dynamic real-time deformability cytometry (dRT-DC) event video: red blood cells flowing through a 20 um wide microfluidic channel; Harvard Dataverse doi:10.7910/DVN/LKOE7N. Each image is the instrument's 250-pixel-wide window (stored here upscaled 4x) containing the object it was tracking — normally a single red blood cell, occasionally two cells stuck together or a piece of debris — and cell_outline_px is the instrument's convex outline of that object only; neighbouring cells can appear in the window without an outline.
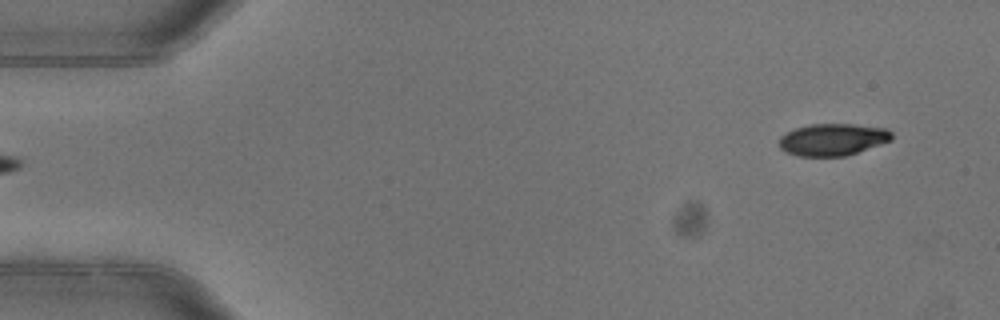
{"species": "common noctule bat (a hibernating species)", "species_latin": "Nyctalus noctula", "temperature_condition": "warm", "stored_images_in_passage": 4, "segment_of_instrument_passage": [2, 2], "camera_frame_rate_fps": 3000, "um_per_image_px": 0.085, "animal": {"sex": "female"}, "frame": {"image": 1, "passage_image": 4, "time_ms": 1.0, "image_size_px": [1000, 320], "cell_outline_px": [[892, 140], [844, 156], [796, 156], [784, 152], [780, 148], [780, 136], [796, 128], [812, 124], [852, 124], [888, 128], [892, 132]], "centroid_in_image_um": [70.78, 11.86], "position_along_channel_um": 14.2, "area_um2": 20.92}}